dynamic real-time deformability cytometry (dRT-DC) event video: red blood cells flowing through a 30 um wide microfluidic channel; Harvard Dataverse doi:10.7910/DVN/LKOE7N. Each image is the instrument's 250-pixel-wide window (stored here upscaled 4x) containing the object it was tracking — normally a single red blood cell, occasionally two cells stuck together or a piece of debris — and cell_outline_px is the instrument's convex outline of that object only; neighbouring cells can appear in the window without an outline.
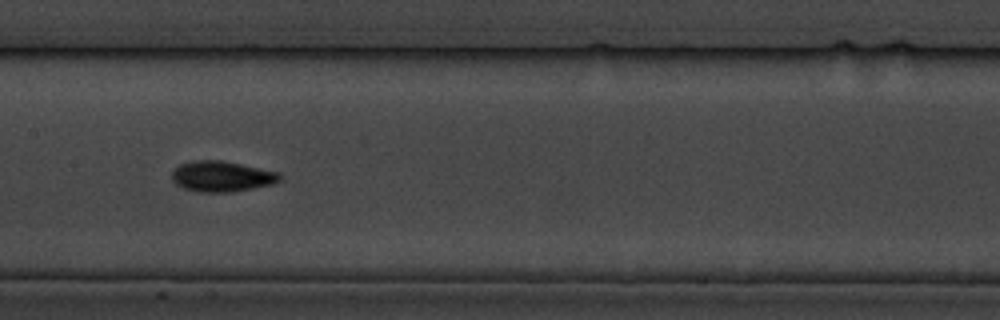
{"species": "common noctule bat (a hibernating species)", "species_latin": "Nyctalus noctula", "temperature_condition": "cold", "stored_images_in_passage": 8, "camera_frame_rate_fps": 3000, "um_per_image_px": 0.085, "animal": {"sex": "male", "body_mass_g": 19.5, "forearm_length_mm": 54.6}, "frame": {"image": 1, "passage_image": 7, "time_ms": 7.0, "image_size_px": [1000, 320], "cell_outline_px": [[284, 180], [272, 184], [232, 192], [196, 192], [184, 188], [176, 184], [172, 180], [172, 172], [180, 164], [192, 160], [220, 160], [280, 172], [284, 176]], "centroid_in_image_um": [18.89, 14.99], "position_along_channel_um": 188.5, "area_um2": 19.42}}
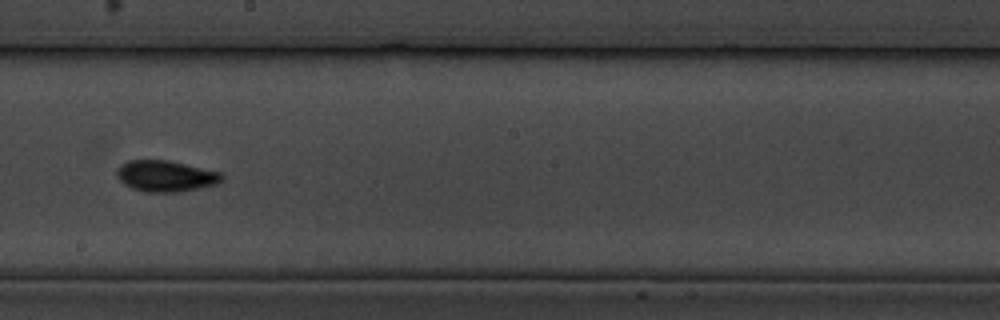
{"frame": {"image": 2, "passage_image": 8, "time_ms": 8.333, "image_size_px": [1000, 320], "cell_outline_px": [[224, 176], [216, 184], [200, 188], [180, 192], [148, 192], [132, 188], [124, 184], [116, 176], [116, 168], [120, 164], [128, 160], [168, 160], [220, 172]], "centroid_in_image_um": [14.04, 14.96], "position_along_channel_um": 234.2, "area_um2": 19.07}}